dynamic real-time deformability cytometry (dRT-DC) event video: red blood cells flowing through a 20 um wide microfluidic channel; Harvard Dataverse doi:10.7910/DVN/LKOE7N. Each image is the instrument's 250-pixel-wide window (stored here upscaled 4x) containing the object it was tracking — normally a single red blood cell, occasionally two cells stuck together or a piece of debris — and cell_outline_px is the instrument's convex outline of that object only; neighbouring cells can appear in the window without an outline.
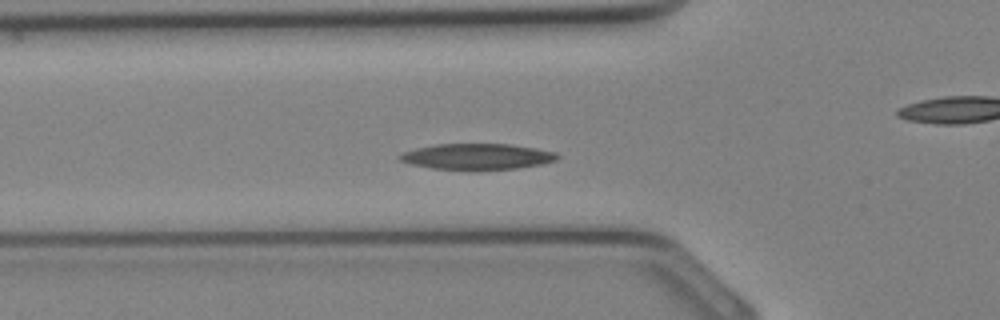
{"species": "Egyptian fruit bat (a non-hibernating species)", "species_latin": "Rousettus aegyptiacus", "temperature_condition": "cold", "stored_images_in_passage": 33, "camera_frame_rate_fps": 3000, "um_per_image_px": 0.085, "animal": {"sex": "female"}, "frame": {"image": 1, "passage_image": 10, "time_ms": 3.0, "image_size_px": [1000, 320], "cell_outline_px": [[560, 156], [556, 160], [540, 164], [516, 168], [432, 168], [412, 164], [400, 160], [396, 156], [404, 152], [416, 148], [436, 144], [508, 144], [536, 148], [556, 152]], "centroid_in_image_um": [40.56, 13.28], "position_along_channel_um": 85.2, "area_um2": 23.06}}
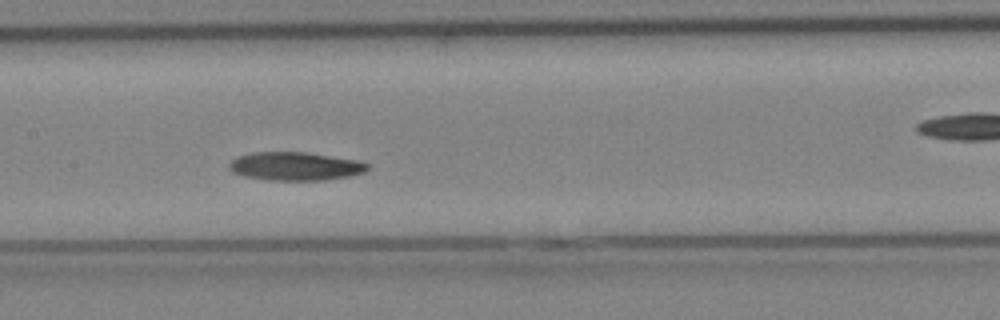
{"frame": {"image": 2, "passage_image": 15, "time_ms": 4.667, "image_size_px": [1000, 320], "cell_outline_px": [[368, 168], [364, 172], [352, 176], [324, 180], [268, 180], [244, 176], [232, 172], [228, 168], [228, 164], [236, 156], [252, 152], [308, 152], [356, 160], [368, 164]], "centroid_in_image_um": [25.06, 14.13], "position_along_channel_um": 182.3, "area_um2": 23.0}}